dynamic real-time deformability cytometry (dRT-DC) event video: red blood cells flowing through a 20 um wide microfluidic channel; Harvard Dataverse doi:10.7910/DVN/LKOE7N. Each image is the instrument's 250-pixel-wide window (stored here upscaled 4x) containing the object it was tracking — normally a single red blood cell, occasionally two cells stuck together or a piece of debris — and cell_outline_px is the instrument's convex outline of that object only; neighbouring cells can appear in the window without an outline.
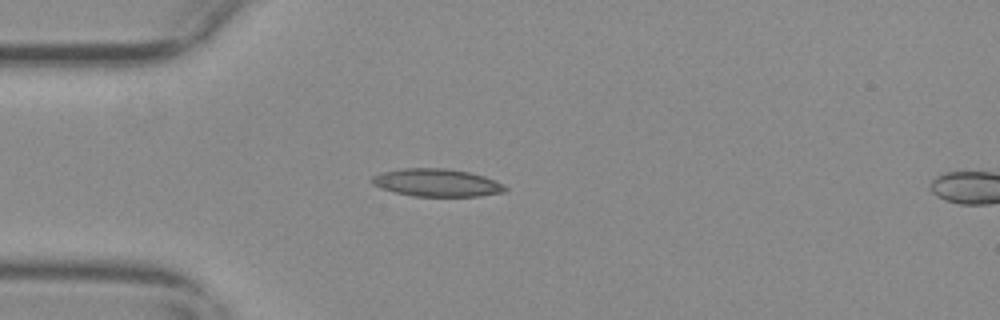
{"species": "common noctule bat (a hibernating species)", "species_latin": "Nyctalus noctula", "temperature_condition": "warm", "stored_images_in_passage": 43, "camera_frame_rate_fps": 3000, "um_per_image_px": 0.085, "animal": {"sex": "female", "body_mass_g": 29.2, "forearm_length_mm": 56.3}, "frame": {"image": 1, "passage_image": 2, "time_ms": 0.333, "image_size_px": [1000, 320], "cell_outline_px": [[508, 188], [504, 192], [480, 196], [412, 196], [380, 188], [372, 184], [368, 180], [372, 176], [380, 172], [404, 168], [444, 168], [468, 172], [484, 176], [504, 184]], "centroid_in_image_um": [37.09, 15.53], "position_along_channel_um": 47.9, "area_um2": 21.62}}
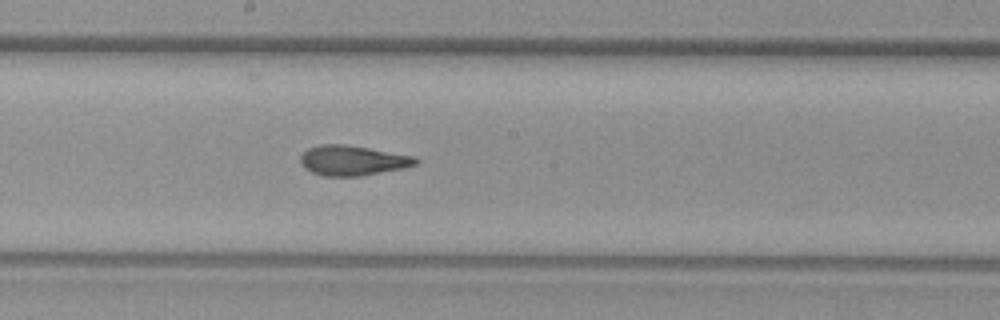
{"frame": {"image": 2, "passage_image": 17, "time_ms": 5.333, "image_size_px": [1000, 320], "cell_outline_px": [[420, 160], [416, 164], [404, 168], [360, 176], [324, 176], [312, 172], [304, 168], [300, 164], [300, 156], [308, 148], [320, 144], [344, 144], [368, 148], [412, 156]], "centroid_in_image_um": [29.93, 13.64], "position_along_channel_um": 218.3, "area_um2": 20.06}}
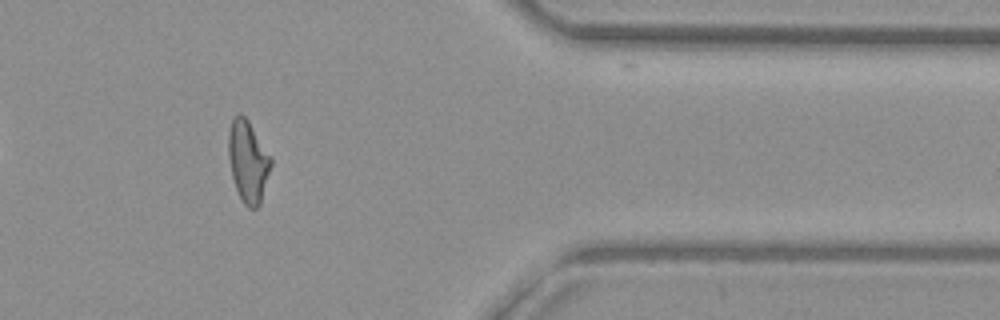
{"frame": {"image": 3, "passage_image": 33, "time_ms": 10.667, "image_size_px": [1000, 320], "cell_outline_px": [[272, 164], [260, 204], [256, 208], [248, 208], [244, 204], [236, 188], [232, 176], [228, 156], [228, 132], [232, 120], [240, 112], [248, 120], [272, 156]], "centroid_in_image_um": [21.09, 13.7], "position_along_channel_um": 390.3, "area_um2": 20.29}, "authors_computed_cell_mechanics": {"area_um2": 20.1722, "velocity_mm_per_s": 3.6842, "shape_relaxation_time_tau1_ms": null, "shape_relaxation_time_tau2_ms": 1.5502, "deformation_change_tau1": null, "deformation_change_tau2": 0.1009}}